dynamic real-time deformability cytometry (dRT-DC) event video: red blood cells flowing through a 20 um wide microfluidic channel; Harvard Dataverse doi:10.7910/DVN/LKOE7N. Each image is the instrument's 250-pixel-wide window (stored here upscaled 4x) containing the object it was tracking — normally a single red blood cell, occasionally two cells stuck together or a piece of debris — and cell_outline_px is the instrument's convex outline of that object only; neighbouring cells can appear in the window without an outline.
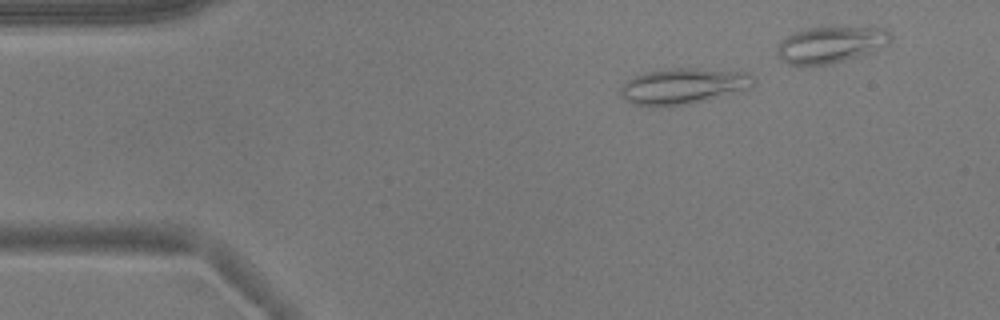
{"species": "common noctule bat (a hibernating species)", "species_latin": "Nyctalus noctula", "temperature_condition": "warm", "stored_images_in_passage": 9, "camera_frame_rate_fps": 3000, "um_per_image_px": 0.085, "animal": {"sex": "male", "body_mass_g": 17.9}, "frame": {"image": 1, "passage_image": 2, "time_ms": 2.0, "image_size_px": [1000, 320], "cell_outline_px": [[756, 84], [752, 88], [688, 104], [632, 104], [620, 96], [620, 88], [628, 80], [636, 76], [648, 72], [672, 68], [696, 68], [748, 72], [756, 80]], "centroid_in_image_um": [58.15, 7.29], "position_along_channel_um": 26.8, "area_um2": 27.22}}